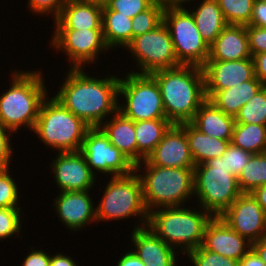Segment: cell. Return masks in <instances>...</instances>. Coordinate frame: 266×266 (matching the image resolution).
I'll return each instance as SVG.
<instances>
[{
  "label": "cell",
  "mask_w": 266,
  "mask_h": 266,
  "mask_svg": "<svg viewBox=\"0 0 266 266\" xmlns=\"http://www.w3.org/2000/svg\"><path fill=\"white\" fill-rule=\"evenodd\" d=\"M66 73L54 98L87 125L99 127L118 111L120 77H92L83 68H70Z\"/></svg>",
  "instance_id": "cell-1"
},
{
  "label": "cell",
  "mask_w": 266,
  "mask_h": 266,
  "mask_svg": "<svg viewBox=\"0 0 266 266\" xmlns=\"http://www.w3.org/2000/svg\"><path fill=\"white\" fill-rule=\"evenodd\" d=\"M157 82L166 119L172 124L190 123L207 100L201 67L180 65L150 74Z\"/></svg>",
  "instance_id": "cell-2"
},
{
  "label": "cell",
  "mask_w": 266,
  "mask_h": 266,
  "mask_svg": "<svg viewBox=\"0 0 266 266\" xmlns=\"http://www.w3.org/2000/svg\"><path fill=\"white\" fill-rule=\"evenodd\" d=\"M11 78L10 87L0 96V122L13 133L22 126L33 131L40 106L49 96L44 77L40 70H14Z\"/></svg>",
  "instance_id": "cell-3"
},
{
  "label": "cell",
  "mask_w": 266,
  "mask_h": 266,
  "mask_svg": "<svg viewBox=\"0 0 266 266\" xmlns=\"http://www.w3.org/2000/svg\"><path fill=\"white\" fill-rule=\"evenodd\" d=\"M190 209L185 206L155 209L148 214L147 227L168 246L187 255L201 246L205 227L213 217L202 207L199 211Z\"/></svg>",
  "instance_id": "cell-4"
},
{
  "label": "cell",
  "mask_w": 266,
  "mask_h": 266,
  "mask_svg": "<svg viewBox=\"0 0 266 266\" xmlns=\"http://www.w3.org/2000/svg\"><path fill=\"white\" fill-rule=\"evenodd\" d=\"M141 168L146 171L143 175ZM135 171L140 172L148 213L158 208L187 205V200L194 197V168L161 167L144 160L135 165Z\"/></svg>",
  "instance_id": "cell-5"
},
{
  "label": "cell",
  "mask_w": 266,
  "mask_h": 266,
  "mask_svg": "<svg viewBox=\"0 0 266 266\" xmlns=\"http://www.w3.org/2000/svg\"><path fill=\"white\" fill-rule=\"evenodd\" d=\"M89 128L54 97L47 96L40 106L33 133L55 151L76 152L80 151Z\"/></svg>",
  "instance_id": "cell-6"
},
{
  "label": "cell",
  "mask_w": 266,
  "mask_h": 266,
  "mask_svg": "<svg viewBox=\"0 0 266 266\" xmlns=\"http://www.w3.org/2000/svg\"><path fill=\"white\" fill-rule=\"evenodd\" d=\"M242 194L226 157L212 158L194 167V196L199 207L220 216Z\"/></svg>",
  "instance_id": "cell-7"
},
{
  "label": "cell",
  "mask_w": 266,
  "mask_h": 266,
  "mask_svg": "<svg viewBox=\"0 0 266 266\" xmlns=\"http://www.w3.org/2000/svg\"><path fill=\"white\" fill-rule=\"evenodd\" d=\"M96 209L97 223L115 221L134 216L140 218L135 229L148 224V211L143 200L141 179L136 171L126 176L111 177ZM142 222V223H141Z\"/></svg>",
  "instance_id": "cell-8"
},
{
  "label": "cell",
  "mask_w": 266,
  "mask_h": 266,
  "mask_svg": "<svg viewBox=\"0 0 266 266\" xmlns=\"http://www.w3.org/2000/svg\"><path fill=\"white\" fill-rule=\"evenodd\" d=\"M120 95L125 104L119 103L118 111L134 122L166 118L159 86L150 74L125 73L119 80Z\"/></svg>",
  "instance_id": "cell-9"
},
{
  "label": "cell",
  "mask_w": 266,
  "mask_h": 266,
  "mask_svg": "<svg viewBox=\"0 0 266 266\" xmlns=\"http://www.w3.org/2000/svg\"><path fill=\"white\" fill-rule=\"evenodd\" d=\"M163 23L169 30L178 62L202 68L209 57V46L188 9L165 8Z\"/></svg>",
  "instance_id": "cell-10"
},
{
  "label": "cell",
  "mask_w": 266,
  "mask_h": 266,
  "mask_svg": "<svg viewBox=\"0 0 266 266\" xmlns=\"http://www.w3.org/2000/svg\"><path fill=\"white\" fill-rule=\"evenodd\" d=\"M126 50L135 58L140 71H129L132 73L151 74L181 65L175 55L169 30L164 23L150 32L134 37Z\"/></svg>",
  "instance_id": "cell-11"
},
{
  "label": "cell",
  "mask_w": 266,
  "mask_h": 266,
  "mask_svg": "<svg viewBox=\"0 0 266 266\" xmlns=\"http://www.w3.org/2000/svg\"><path fill=\"white\" fill-rule=\"evenodd\" d=\"M80 152L90 171L111 177L126 176L135 171V165L112 143L100 127H90L83 139ZM106 174V175H105Z\"/></svg>",
  "instance_id": "cell-12"
},
{
  "label": "cell",
  "mask_w": 266,
  "mask_h": 266,
  "mask_svg": "<svg viewBox=\"0 0 266 266\" xmlns=\"http://www.w3.org/2000/svg\"><path fill=\"white\" fill-rule=\"evenodd\" d=\"M51 40L53 49L64 52L70 68H84L99 60L100 53L108 52L102 29H54ZM98 58V59H97Z\"/></svg>",
  "instance_id": "cell-13"
},
{
  "label": "cell",
  "mask_w": 266,
  "mask_h": 266,
  "mask_svg": "<svg viewBox=\"0 0 266 266\" xmlns=\"http://www.w3.org/2000/svg\"><path fill=\"white\" fill-rule=\"evenodd\" d=\"M220 217L251 243L266 235V213L251 193H242Z\"/></svg>",
  "instance_id": "cell-14"
},
{
  "label": "cell",
  "mask_w": 266,
  "mask_h": 266,
  "mask_svg": "<svg viewBox=\"0 0 266 266\" xmlns=\"http://www.w3.org/2000/svg\"><path fill=\"white\" fill-rule=\"evenodd\" d=\"M50 167L60 192L88 191L96 185V176L80 151L58 152Z\"/></svg>",
  "instance_id": "cell-15"
},
{
  "label": "cell",
  "mask_w": 266,
  "mask_h": 266,
  "mask_svg": "<svg viewBox=\"0 0 266 266\" xmlns=\"http://www.w3.org/2000/svg\"><path fill=\"white\" fill-rule=\"evenodd\" d=\"M202 69L207 99L216 91L228 89L255 77L252 57L235 61L207 60Z\"/></svg>",
  "instance_id": "cell-16"
},
{
  "label": "cell",
  "mask_w": 266,
  "mask_h": 266,
  "mask_svg": "<svg viewBox=\"0 0 266 266\" xmlns=\"http://www.w3.org/2000/svg\"><path fill=\"white\" fill-rule=\"evenodd\" d=\"M149 164L171 168H194L189 150L185 123L173 124L162 140L145 159Z\"/></svg>",
  "instance_id": "cell-17"
},
{
  "label": "cell",
  "mask_w": 266,
  "mask_h": 266,
  "mask_svg": "<svg viewBox=\"0 0 266 266\" xmlns=\"http://www.w3.org/2000/svg\"><path fill=\"white\" fill-rule=\"evenodd\" d=\"M201 246L237 261L252 249V243L230 228L220 216H213L208 221Z\"/></svg>",
  "instance_id": "cell-18"
},
{
  "label": "cell",
  "mask_w": 266,
  "mask_h": 266,
  "mask_svg": "<svg viewBox=\"0 0 266 266\" xmlns=\"http://www.w3.org/2000/svg\"><path fill=\"white\" fill-rule=\"evenodd\" d=\"M88 191H64L54 201V208L58 219L65 228L74 232L80 231L92 222L96 221V209ZM92 221V222H91Z\"/></svg>",
  "instance_id": "cell-19"
},
{
  "label": "cell",
  "mask_w": 266,
  "mask_h": 266,
  "mask_svg": "<svg viewBox=\"0 0 266 266\" xmlns=\"http://www.w3.org/2000/svg\"><path fill=\"white\" fill-rule=\"evenodd\" d=\"M133 252L146 266H177V252L159 238L149 227L133 229Z\"/></svg>",
  "instance_id": "cell-20"
},
{
  "label": "cell",
  "mask_w": 266,
  "mask_h": 266,
  "mask_svg": "<svg viewBox=\"0 0 266 266\" xmlns=\"http://www.w3.org/2000/svg\"><path fill=\"white\" fill-rule=\"evenodd\" d=\"M103 6L84 0H67L54 29H102Z\"/></svg>",
  "instance_id": "cell-21"
},
{
  "label": "cell",
  "mask_w": 266,
  "mask_h": 266,
  "mask_svg": "<svg viewBox=\"0 0 266 266\" xmlns=\"http://www.w3.org/2000/svg\"><path fill=\"white\" fill-rule=\"evenodd\" d=\"M246 26L227 25L209 46L208 60L235 61L251 58Z\"/></svg>",
  "instance_id": "cell-22"
},
{
  "label": "cell",
  "mask_w": 266,
  "mask_h": 266,
  "mask_svg": "<svg viewBox=\"0 0 266 266\" xmlns=\"http://www.w3.org/2000/svg\"><path fill=\"white\" fill-rule=\"evenodd\" d=\"M190 123L204 134L231 142L236 122L234 117L227 115L207 99Z\"/></svg>",
  "instance_id": "cell-23"
},
{
  "label": "cell",
  "mask_w": 266,
  "mask_h": 266,
  "mask_svg": "<svg viewBox=\"0 0 266 266\" xmlns=\"http://www.w3.org/2000/svg\"><path fill=\"white\" fill-rule=\"evenodd\" d=\"M117 147L134 165L137 164V141L135 122L117 111L99 126Z\"/></svg>",
  "instance_id": "cell-24"
},
{
  "label": "cell",
  "mask_w": 266,
  "mask_h": 266,
  "mask_svg": "<svg viewBox=\"0 0 266 266\" xmlns=\"http://www.w3.org/2000/svg\"><path fill=\"white\" fill-rule=\"evenodd\" d=\"M264 85L254 77L228 89L216 91L208 100L229 116L236 117L244 106Z\"/></svg>",
  "instance_id": "cell-25"
},
{
  "label": "cell",
  "mask_w": 266,
  "mask_h": 266,
  "mask_svg": "<svg viewBox=\"0 0 266 266\" xmlns=\"http://www.w3.org/2000/svg\"><path fill=\"white\" fill-rule=\"evenodd\" d=\"M198 6V7H197ZM189 9L202 39L210 46L222 30L227 26L217 0H203Z\"/></svg>",
  "instance_id": "cell-26"
},
{
  "label": "cell",
  "mask_w": 266,
  "mask_h": 266,
  "mask_svg": "<svg viewBox=\"0 0 266 266\" xmlns=\"http://www.w3.org/2000/svg\"><path fill=\"white\" fill-rule=\"evenodd\" d=\"M185 132L195 166L212 158L221 157L230 144V141L202 133L191 123H185Z\"/></svg>",
  "instance_id": "cell-27"
},
{
  "label": "cell",
  "mask_w": 266,
  "mask_h": 266,
  "mask_svg": "<svg viewBox=\"0 0 266 266\" xmlns=\"http://www.w3.org/2000/svg\"><path fill=\"white\" fill-rule=\"evenodd\" d=\"M102 31L104 41L109 50L113 48H126L133 40L132 19L119 15L106 5L102 10Z\"/></svg>",
  "instance_id": "cell-28"
},
{
  "label": "cell",
  "mask_w": 266,
  "mask_h": 266,
  "mask_svg": "<svg viewBox=\"0 0 266 266\" xmlns=\"http://www.w3.org/2000/svg\"><path fill=\"white\" fill-rule=\"evenodd\" d=\"M172 125L166 118L135 121L137 164L148 157Z\"/></svg>",
  "instance_id": "cell-29"
},
{
  "label": "cell",
  "mask_w": 266,
  "mask_h": 266,
  "mask_svg": "<svg viewBox=\"0 0 266 266\" xmlns=\"http://www.w3.org/2000/svg\"><path fill=\"white\" fill-rule=\"evenodd\" d=\"M230 143L253 154L264 153L266 152V126L235 123Z\"/></svg>",
  "instance_id": "cell-30"
},
{
  "label": "cell",
  "mask_w": 266,
  "mask_h": 266,
  "mask_svg": "<svg viewBox=\"0 0 266 266\" xmlns=\"http://www.w3.org/2000/svg\"><path fill=\"white\" fill-rule=\"evenodd\" d=\"M237 183L242 193H251L255 188L266 184V152L251 156L238 175Z\"/></svg>",
  "instance_id": "cell-31"
},
{
  "label": "cell",
  "mask_w": 266,
  "mask_h": 266,
  "mask_svg": "<svg viewBox=\"0 0 266 266\" xmlns=\"http://www.w3.org/2000/svg\"><path fill=\"white\" fill-rule=\"evenodd\" d=\"M236 123L258 124L266 126V86L264 85L235 117Z\"/></svg>",
  "instance_id": "cell-32"
},
{
  "label": "cell",
  "mask_w": 266,
  "mask_h": 266,
  "mask_svg": "<svg viewBox=\"0 0 266 266\" xmlns=\"http://www.w3.org/2000/svg\"><path fill=\"white\" fill-rule=\"evenodd\" d=\"M255 0H217L227 25H249Z\"/></svg>",
  "instance_id": "cell-33"
},
{
  "label": "cell",
  "mask_w": 266,
  "mask_h": 266,
  "mask_svg": "<svg viewBox=\"0 0 266 266\" xmlns=\"http://www.w3.org/2000/svg\"><path fill=\"white\" fill-rule=\"evenodd\" d=\"M165 7L156 0L148 9L132 18L133 38L156 29L163 23Z\"/></svg>",
  "instance_id": "cell-34"
},
{
  "label": "cell",
  "mask_w": 266,
  "mask_h": 266,
  "mask_svg": "<svg viewBox=\"0 0 266 266\" xmlns=\"http://www.w3.org/2000/svg\"><path fill=\"white\" fill-rule=\"evenodd\" d=\"M10 174V167L0 168V208L19 206V189Z\"/></svg>",
  "instance_id": "cell-35"
},
{
  "label": "cell",
  "mask_w": 266,
  "mask_h": 266,
  "mask_svg": "<svg viewBox=\"0 0 266 266\" xmlns=\"http://www.w3.org/2000/svg\"><path fill=\"white\" fill-rule=\"evenodd\" d=\"M22 214L20 207L0 208V241L21 232Z\"/></svg>",
  "instance_id": "cell-36"
},
{
  "label": "cell",
  "mask_w": 266,
  "mask_h": 266,
  "mask_svg": "<svg viewBox=\"0 0 266 266\" xmlns=\"http://www.w3.org/2000/svg\"><path fill=\"white\" fill-rule=\"evenodd\" d=\"M193 266H237L235 259L205 250L202 246L190 251L187 256Z\"/></svg>",
  "instance_id": "cell-37"
},
{
  "label": "cell",
  "mask_w": 266,
  "mask_h": 266,
  "mask_svg": "<svg viewBox=\"0 0 266 266\" xmlns=\"http://www.w3.org/2000/svg\"><path fill=\"white\" fill-rule=\"evenodd\" d=\"M156 0H110L106 6L113 11L129 18L148 9Z\"/></svg>",
  "instance_id": "cell-38"
},
{
  "label": "cell",
  "mask_w": 266,
  "mask_h": 266,
  "mask_svg": "<svg viewBox=\"0 0 266 266\" xmlns=\"http://www.w3.org/2000/svg\"><path fill=\"white\" fill-rule=\"evenodd\" d=\"M253 153L233 146L231 143L222 156L226 157L228 169H232V174L238 177Z\"/></svg>",
  "instance_id": "cell-39"
},
{
  "label": "cell",
  "mask_w": 266,
  "mask_h": 266,
  "mask_svg": "<svg viewBox=\"0 0 266 266\" xmlns=\"http://www.w3.org/2000/svg\"><path fill=\"white\" fill-rule=\"evenodd\" d=\"M67 0H28L29 10L40 15H52L55 20L60 15Z\"/></svg>",
  "instance_id": "cell-40"
},
{
  "label": "cell",
  "mask_w": 266,
  "mask_h": 266,
  "mask_svg": "<svg viewBox=\"0 0 266 266\" xmlns=\"http://www.w3.org/2000/svg\"><path fill=\"white\" fill-rule=\"evenodd\" d=\"M246 31L251 56L266 52V28L246 25Z\"/></svg>",
  "instance_id": "cell-41"
},
{
  "label": "cell",
  "mask_w": 266,
  "mask_h": 266,
  "mask_svg": "<svg viewBox=\"0 0 266 266\" xmlns=\"http://www.w3.org/2000/svg\"><path fill=\"white\" fill-rule=\"evenodd\" d=\"M11 134L13 132L5 128L0 122V168L10 167L9 161L13 154L12 143L10 144Z\"/></svg>",
  "instance_id": "cell-42"
},
{
  "label": "cell",
  "mask_w": 266,
  "mask_h": 266,
  "mask_svg": "<svg viewBox=\"0 0 266 266\" xmlns=\"http://www.w3.org/2000/svg\"><path fill=\"white\" fill-rule=\"evenodd\" d=\"M31 252L28 253L22 266H50L51 254L46 253L42 249L30 248Z\"/></svg>",
  "instance_id": "cell-43"
},
{
  "label": "cell",
  "mask_w": 266,
  "mask_h": 266,
  "mask_svg": "<svg viewBox=\"0 0 266 266\" xmlns=\"http://www.w3.org/2000/svg\"><path fill=\"white\" fill-rule=\"evenodd\" d=\"M249 25L266 28V1L255 0Z\"/></svg>",
  "instance_id": "cell-44"
},
{
  "label": "cell",
  "mask_w": 266,
  "mask_h": 266,
  "mask_svg": "<svg viewBox=\"0 0 266 266\" xmlns=\"http://www.w3.org/2000/svg\"><path fill=\"white\" fill-rule=\"evenodd\" d=\"M255 77L266 86V52L255 54L253 57Z\"/></svg>",
  "instance_id": "cell-45"
},
{
  "label": "cell",
  "mask_w": 266,
  "mask_h": 266,
  "mask_svg": "<svg viewBox=\"0 0 266 266\" xmlns=\"http://www.w3.org/2000/svg\"><path fill=\"white\" fill-rule=\"evenodd\" d=\"M116 266H146L144 262L130 250L127 253H124L121 258H119Z\"/></svg>",
  "instance_id": "cell-46"
},
{
  "label": "cell",
  "mask_w": 266,
  "mask_h": 266,
  "mask_svg": "<svg viewBox=\"0 0 266 266\" xmlns=\"http://www.w3.org/2000/svg\"><path fill=\"white\" fill-rule=\"evenodd\" d=\"M237 266H266L257 253L251 249L237 264Z\"/></svg>",
  "instance_id": "cell-47"
},
{
  "label": "cell",
  "mask_w": 266,
  "mask_h": 266,
  "mask_svg": "<svg viewBox=\"0 0 266 266\" xmlns=\"http://www.w3.org/2000/svg\"><path fill=\"white\" fill-rule=\"evenodd\" d=\"M78 264L70 256L63 253L51 254L50 266H77Z\"/></svg>",
  "instance_id": "cell-48"
},
{
  "label": "cell",
  "mask_w": 266,
  "mask_h": 266,
  "mask_svg": "<svg viewBox=\"0 0 266 266\" xmlns=\"http://www.w3.org/2000/svg\"><path fill=\"white\" fill-rule=\"evenodd\" d=\"M252 249L257 253V255L262 259L263 263L266 265V235L261 237L256 242L252 243Z\"/></svg>",
  "instance_id": "cell-49"
},
{
  "label": "cell",
  "mask_w": 266,
  "mask_h": 266,
  "mask_svg": "<svg viewBox=\"0 0 266 266\" xmlns=\"http://www.w3.org/2000/svg\"><path fill=\"white\" fill-rule=\"evenodd\" d=\"M251 194L266 213V184L255 188Z\"/></svg>",
  "instance_id": "cell-50"
},
{
  "label": "cell",
  "mask_w": 266,
  "mask_h": 266,
  "mask_svg": "<svg viewBox=\"0 0 266 266\" xmlns=\"http://www.w3.org/2000/svg\"><path fill=\"white\" fill-rule=\"evenodd\" d=\"M165 8H185L184 4L194 0H158Z\"/></svg>",
  "instance_id": "cell-51"
},
{
  "label": "cell",
  "mask_w": 266,
  "mask_h": 266,
  "mask_svg": "<svg viewBox=\"0 0 266 266\" xmlns=\"http://www.w3.org/2000/svg\"><path fill=\"white\" fill-rule=\"evenodd\" d=\"M84 1H88V2H93L96 4H99L101 6L106 5L110 0H84Z\"/></svg>",
  "instance_id": "cell-52"
}]
</instances>
